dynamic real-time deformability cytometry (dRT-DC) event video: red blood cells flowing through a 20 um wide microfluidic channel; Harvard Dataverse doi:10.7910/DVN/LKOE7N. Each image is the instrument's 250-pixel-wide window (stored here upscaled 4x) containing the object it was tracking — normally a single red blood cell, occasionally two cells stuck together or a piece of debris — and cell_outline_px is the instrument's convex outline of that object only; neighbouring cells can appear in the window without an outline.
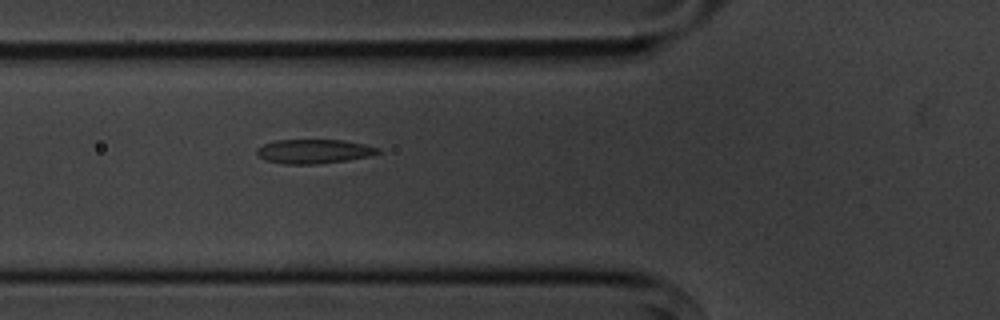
{"species": "common noctule bat (a hibernating species)", "species_latin": "Nyctalus noctula", "temperature_condition": "cold", "stored_images_in_passage": 5, "camera_frame_rate_fps": 3000, "um_per_image_px": 0.085, "animal": {"sex": "male", "body_mass_g": 20.1, "forearm_length_mm": 53.5}, "frame": {"image": 1, "passage_image": 5, "time_ms": 5.667, "image_size_px": [1000, 320], "cell_outline_px": [[380, 152], [368, 156], [348, 160], [316, 164], [284, 164], [264, 160], [256, 152], [256, 148], [264, 144], [276, 140], [344, 140], [364, 144], [380, 148]], "centroid_in_image_um": [26.67, 12.86], "position_along_channel_um": 99.1, "area_um2": 17.05}}